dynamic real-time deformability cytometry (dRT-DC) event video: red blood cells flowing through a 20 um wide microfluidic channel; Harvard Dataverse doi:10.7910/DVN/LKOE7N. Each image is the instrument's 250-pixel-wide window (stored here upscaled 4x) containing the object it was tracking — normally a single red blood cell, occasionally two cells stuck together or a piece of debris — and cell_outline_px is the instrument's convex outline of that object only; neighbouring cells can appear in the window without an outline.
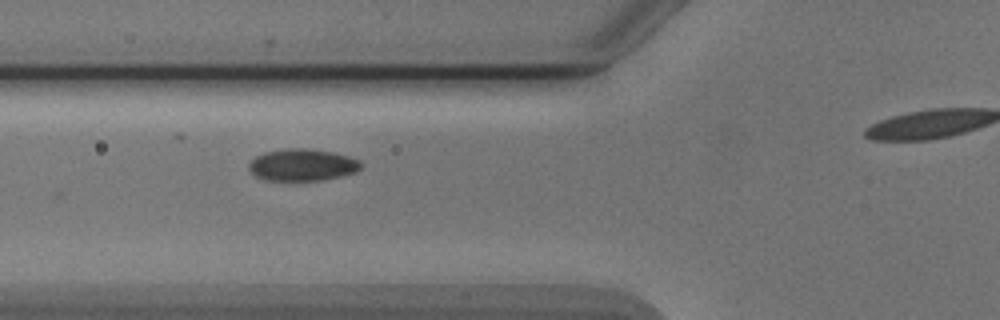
{"species": "Egyptian fruit bat (a non-hibernating species)", "species_latin": "Rousettus aegyptiacus", "temperature_condition": "cold", "stored_images_in_passage": 8, "segment_of_instrument_passage": [1, 2], "camera_frame_rate_fps": 3000, "um_per_image_px": 0.085, "animal": {"sex": "male"}, "frame": {"image": 1, "passage_image": 7, "time_ms": 6.667, "image_size_px": [1000, 320], "cell_outline_px": [[364, 164], [356, 172], [340, 176], [320, 180], [268, 180], [256, 176], [248, 168], [248, 164], [256, 156], [264, 152], [288, 148], [308, 148], [332, 152], [348, 156], [360, 160]], "centroid_in_image_um": [25.72, 14.0], "position_along_channel_um": 100.1, "area_um2": 20.81}}